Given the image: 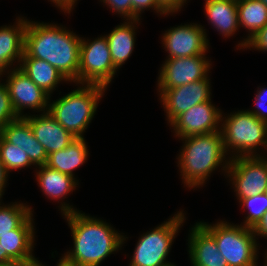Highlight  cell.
<instances>
[{
  "label": "cell",
  "mask_w": 267,
  "mask_h": 266,
  "mask_svg": "<svg viewBox=\"0 0 267 266\" xmlns=\"http://www.w3.org/2000/svg\"><path fill=\"white\" fill-rule=\"evenodd\" d=\"M60 201V209L68 222L74 244L63 255L68 262L77 266H99L107 256L121 249L127 237L106 221L81 213L69 203Z\"/></svg>",
  "instance_id": "1"
},
{
  "label": "cell",
  "mask_w": 267,
  "mask_h": 266,
  "mask_svg": "<svg viewBox=\"0 0 267 266\" xmlns=\"http://www.w3.org/2000/svg\"><path fill=\"white\" fill-rule=\"evenodd\" d=\"M81 39L65 26L28 20L22 58L45 60L70 83L78 84Z\"/></svg>",
  "instance_id": "2"
},
{
  "label": "cell",
  "mask_w": 267,
  "mask_h": 266,
  "mask_svg": "<svg viewBox=\"0 0 267 266\" xmlns=\"http://www.w3.org/2000/svg\"><path fill=\"white\" fill-rule=\"evenodd\" d=\"M179 139L184 141L177 159L185 186L190 189L203 186L211 173L221 165V170L227 174L230 158L226 157L220 131Z\"/></svg>",
  "instance_id": "3"
},
{
  "label": "cell",
  "mask_w": 267,
  "mask_h": 266,
  "mask_svg": "<svg viewBox=\"0 0 267 266\" xmlns=\"http://www.w3.org/2000/svg\"><path fill=\"white\" fill-rule=\"evenodd\" d=\"M81 87L49 102L48 113L75 138H83V133L92 121L98 103L105 90L98 84L82 83Z\"/></svg>",
  "instance_id": "4"
},
{
  "label": "cell",
  "mask_w": 267,
  "mask_h": 266,
  "mask_svg": "<svg viewBox=\"0 0 267 266\" xmlns=\"http://www.w3.org/2000/svg\"><path fill=\"white\" fill-rule=\"evenodd\" d=\"M221 124L220 132L225 152L227 155L229 152L232 153L230 159L261 156L256 152L259 151V146H263L267 152V122L260 120L251 112L238 110L225 118L222 114Z\"/></svg>",
  "instance_id": "5"
},
{
  "label": "cell",
  "mask_w": 267,
  "mask_h": 266,
  "mask_svg": "<svg viewBox=\"0 0 267 266\" xmlns=\"http://www.w3.org/2000/svg\"><path fill=\"white\" fill-rule=\"evenodd\" d=\"M216 241L219 252L228 266H258V242L253 228L227 221L208 224L198 222ZM258 251V252H257Z\"/></svg>",
  "instance_id": "6"
},
{
  "label": "cell",
  "mask_w": 267,
  "mask_h": 266,
  "mask_svg": "<svg viewBox=\"0 0 267 266\" xmlns=\"http://www.w3.org/2000/svg\"><path fill=\"white\" fill-rule=\"evenodd\" d=\"M183 210L138 239L129 266H172L166 261L175 236L185 222Z\"/></svg>",
  "instance_id": "7"
},
{
  "label": "cell",
  "mask_w": 267,
  "mask_h": 266,
  "mask_svg": "<svg viewBox=\"0 0 267 266\" xmlns=\"http://www.w3.org/2000/svg\"><path fill=\"white\" fill-rule=\"evenodd\" d=\"M117 69L114 67L106 36L95 40L81 39L78 84H98L108 87Z\"/></svg>",
  "instance_id": "8"
},
{
  "label": "cell",
  "mask_w": 267,
  "mask_h": 266,
  "mask_svg": "<svg viewBox=\"0 0 267 266\" xmlns=\"http://www.w3.org/2000/svg\"><path fill=\"white\" fill-rule=\"evenodd\" d=\"M239 202L246 197L267 192V157L243 156L230 159L227 168Z\"/></svg>",
  "instance_id": "9"
},
{
  "label": "cell",
  "mask_w": 267,
  "mask_h": 266,
  "mask_svg": "<svg viewBox=\"0 0 267 266\" xmlns=\"http://www.w3.org/2000/svg\"><path fill=\"white\" fill-rule=\"evenodd\" d=\"M5 81L11 103L18 117H24L23 110L33 109L36 112H48L50 95L38 87L19 67L5 72Z\"/></svg>",
  "instance_id": "10"
},
{
  "label": "cell",
  "mask_w": 267,
  "mask_h": 266,
  "mask_svg": "<svg viewBox=\"0 0 267 266\" xmlns=\"http://www.w3.org/2000/svg\"><path fill=\"white\" fill-rule=\"evenodd\" d=\"M206 54L166 59L158 77V88H175L208 77L211 62Z\"/></svg>",
  "instance_id": "11"
},
{
  "label": "cell",
  "mask_w": 267,
  "mask_h": 266,
  "mask_svg": "<svg viewBox=\"0 0 267 266\" xmlns=\"http://www.w3.org/2000/svg\"><path fill=\"white\" fill-rule=\"evenodd\" d=\"M209 76L175 88H158L169 125L191 107L211 100Z\"/></svg>",
  "instance_id": "12"
},
{
  "label": "cell",
  "mask_w": 267,
  "mask_h": 266,
  "mask_svg": "<svg viewBox=\"0 0 267 266\" xmlns=\"http://www.w3.org/2000/svg\"><path fill=\"white\" fill-rule=\"evenodd\" d=\"M205 30L198 23H190L165 31L161 41L169 54L167 59L206 54L209 40Z\"/></svg>",
  "instance_id": "13"
},
{
  "label": "cell",
  "mask_w": 267,
  "mask_h": 266,
  "mask_svg": "<svg viewBox=\"0 0 267 266\" xmlns=\"http://www.w3.org/2000/svg\"><path fill=\"white\" fill-rule=\"evenodd\" d=\"M221 111L211 100L202 102L180 114L170 126L178 138L214 133L220 131Z\"/></svg>",
  "instance_id": "14"
},
{
  "label": "cell",
  "mask_w": 267,
  "mask_h": 266,
  "mask_svg": "<svg viewBox=\"0 0 267 266\" xmlns=\"http://www.w3.org/2000/svg\"><path fill=\"white\" fill-rule=\"evenodd\" d=\"M33 213L12 233L0 234V247L2 248V265L14 262H36L33 256L34 225Z\"/></svg>",
  "instance_id": "15"
},
{
  "label": "cell",
  "mask_w": 267,
  "mask_h": 266,
  "mask_svg": "<svg viewBox=\"0 0 267 266\" xmlns=\"http://www.w3.org/2000/svg\"><path fill=\"white\" fill-rule=\"evenodd\" d=\"M24 115L35 138L43 145L47 155L66 148L75 139L48 112L36 116L35 114L27 115V113Z\"/></svg>",
  "instance_id": "16"
},
{
  "label": "cell",
  "mask_w": 267,
  "mask_h": 266,
  "mask_svg": "<svg viewBox=\"0 0 267 266\" xmlns=\"http://www.w3.org/2000/svg\"><path fill=\"white\" fill-rule=\"evenodd\" d=\"M0 135L9 143L20 147L24 153H27L31 163L35 166L46 165L48 155L45 152L29 124L24 117H19L5 125Z\"/></svg>",
  "instance_id": "17"
},
{
  "label": "cell",
  "mask_w": 267,
  "mask_h": 266,
  "mask_svg": "<svg viewBox=\"0 0 267 266\" xmlns=\"http://www.w3.org/2000/svg\"><path fill=\"white\" fill-rule=\"evenodd\" d=\"M189 236L188 252L192 266H228L215 239L199 223H195Z\"/></svg>",
  "instance_id": "18"
},
{
  "label": "cell",
  "mask_w": 267,
  "mask_h": 266,
  "mask_svg": "<svg viewBox=\"0 0 267 266\" xmlns=\"http://www.w3.org/2000/svg\"><path fill=\"white\" fill-rule=\"evenodd\" d=\"M27 25V19L18 17L15 25L0 27V77L4 72H8L9 68L13 67L15 63H19L17 66L19 67L21 58L24 55Z\"/></svg>",
  "instance_id": "19"
},
{
  "label": "cell",
  "mask_w": 267,
  "mask_h": 266,
  "mask_svg": "<svg viewBox=\"0 0 267 266\" xmlns=\"http://www.w3.org/2000/svg\"><path fill=\"white\" fill-rule=\"evenodd\" d=\"M204 5L208 22L223 37L235 35L240 27L237 0H206Z\"/></svg>",
  "instance_id": "20"
},
{
  "label": "cell",
  "mask_w": 267,
  "mask_h": 266,
  "mask_svg": "<svg viewBox=\"0 0 267 266\" xmlns=\"http://www.w3.org/2000/svg\"><path fill=\"white\" fill-rule=\"evenodd\" d=\"M140 19L126 20L106 36L114 67L118 70L131 56L135 46L136 25Z\"/></svg>",
  "instance_id": "21"
},
{
  "label": "cell",
  "mask_w": 267,
  "mask_h": 266,
  "mask_svg": "<svg viewBox=\"0 0 267 266\" xmlns=\"http://www.w3.org/2000/svg\"><path fill=\"white\" fill-rule=\"evenodd\" d=\"M85 138H75L66 148L48 155L46 166L75 178L73 171L88 158Z\"/></svg>",
  "instance_id": "22"
},
{
  "label": "cell",
  "mask_w": 267,
  "mask_h": 266,
  "mask_svg": "<svg viewBox=\"0 0 267 266\" xmlns=\"http://www.w3.org/2000/svg\"><path fill=\"white\" fill-rule=\"evenodd\" d=\"M36 179L44 195L51 200L65 199L78 185V180L70 175L51 169L46 165L38 167Z\"/></svg>",
  "instance_id": "23"
},
{
  "label": "cell",
  "mask_w": 267,
  "mask_h": 266,
  "mask_svg": "<svg viewBox=\"0 0 267 266\" xmlns=\"http://www.w3.org/2000/svg\"><path fill=\"white\" fill-rule=\"evenodd\" d=\"M19 68L49 95L61 81L68 82L55 67L42 59L21 58Z\"/></svg>",
  "instance_id": "24"
},
{
  "label": "cell",
  "mask_w": 267,
  "mask_h": 266,
  "mask_svg": "<svg viewBox=\"0 0 267 266\" xmlns=\"http://www.w3.org/2000/svg\"><path fill=\"white\" fill-rule=\"evenodd\" d=\"M239 26L249 32L247 38L239 42L238 48L245 49L248 40L267 25V6L259 0H237Z\"/></svg>",
  "instance_id": "25"
},
{
  "label": "cell",
  "mask_w": 267,
  "mask_h": 266,
  "mask_svg": "<svg viewBox=\"0 0 267 266\" xmlns=\"http://www.w3.org/2000/svg\"><path fill=\"white\" fill-rule=\"evenodd\" d=\"M32 212V207L25 203L2 205L0 201V234L12 233V230L18 228Z\"/></svg>",
  "instance_id": "26"
},
{
  "label": "cell",
  "mask_w": 267,
  "mask_h": 266,
  "mask_svg": "<svg viewBox=\"0 0 267 266\" xmlns=\"http://www.w3.org/2000/svg\"><path fill=\"white\" fill-rule=\"evenodd\" d=\"M0 160L8 173L13 170H21L33 165L24 151L9 142L0 135Z\"/></svg>",
  "instance_id": "27"
},
{
  "label": "cell",
  "mask_w": 267,
  "mask_h": 266,
  "mask_svg": "<svg viewBox=\"0 0 267 266\" xmlns=\"http://www.w3.org/2000/svg\"><path fill=\"white\" fill-rule=\"evenodd\" d=\"M239 203L242 204L244 209H248L243 226L254 228L267 211V193H258L255 196L243 198Z\"/></svg>",
  "instance_id": "28"
},
{
  "label": "cell",
  "mask_w": 267,
  "mask_h": 266,
  "mask_svg": "<svg viewBox=\"0 0 267 266\" xmlns=\"http://www.w3.org/2000/svg\"><path fill=\"white\" fill-rule=\"evenodd\" d=\"M19 118L13 109L5 83L0 82V131L9 122Z\"/></svg>",
  "instance_id": "29"
},
{
  "label": "cell",
  "mask_w": 267,
  "mask_h": 266,
  "mask_svg": "<svg viewBox=\"0 0 267 266\" xmlns=\"http://www.w3.org/2000/svg\"><path fill=\"white\" fill-rule=\"evenodd\" d=\"M133 9V20L140 19L141 14L146 9H153L160 15H169V13L160 5L158 0H131Z\"/></svg>",
  "instance_id": "30"
},
{
  "label": "cell",
  "mask_w": 267,
  "mask_h": 266,
  "mask_svg": "<svg viewBox=\"0 0 267 266\" xmlns=\"http://www.w3.org/2000/svg\"><path fill=\"white\" fill-rule=\"evenodd\" d=\"M106 6L111 8V11L121 15L126 20H133V9L131 0H100Z\"/></svg>",
  "instance_id": "31"
},
{
  "label": "cell",
  "mask_w": 267,
  "mask_h": 266,
  "mask_svg": "<svg viewBox=\"0 0 267 266\" xmlns=\"http://www.w3.org/2000/svg\"><path fill=\"white\" fill-rule=\"evenodd\" d=\"M254 100L256 105L255 109L254 110L249 109L247 111L251 112L260 120L267 122V89L260 88V90H257Z\"/></svg>",
  "instance_id": "32"
},
{
  "label": "cell",
  "mask_w": 267,
  "mask_h": 266,
  "mask_svg": "<svg viewBox=\"0 0 267 266\" xmlns=\"http://www.w3.org/2000/svg\"><path fill=\"white\" fill-rule=\"evenodd\" d=\"M247 48H252L258 51H267V25L248 40L246 49Z\"/></svg>",
  "instance_id": "33"
},
{
  "label": "cell",
  "mask_w": 267,
  "mask_h": 266,
  "mask_svg": "<svg viewBox=\"0 0 267 266\" xmlns=\"http://www.w3.org/2000/svg\"><path fill=\"white\" fill-rule=\"evenodd\" d=\"M160 5L169 13H177L187 0H158Z\"/></svg>",
  "instance_id": "34"
},
{
  "label": "cell",
  "mask_w": 267,
  "mask_h": 266,
  "mask_svg": "<svg viewBox=\"0 0 267 266\" xmlns=\"http://www.w3.org/2000/svg\"><path fill=\"white\" fill-rule=\"evenodd\" d=\"M255 236L267 238V211L263 214L262 219L253 228Z\"/></svg>",
  "instance_id": "35"
},
{
  "label": "cell",
  "mask_w": 267,
  "mask_h": 266,
  "mask_svg": "<svg viewBox=\"0 0 267 266\" xmlns=\"http://www.w3.org/2000/svg\"><path fill=\"white\" fill-rule=\"evenodd\" d=\"M77 1L78 0H50V2L56 5L55 7H58L59 9L63 10L64 13L67 14H70Z\"/></svg>",
  "instance_id": "36"
},
{
  "label": "cell",
  "mask_w": 267,
  "mask_h": 266,
  "mask_svg": "<svg viewBox=\"0 0 267 266\" xmlns=\"http://www.w3.org/2000/svg\"><path fill=\"white\" fill-rule=\"evenodd\" d=\"M8 172L5 169V166L3 165V162L0 160V200H2V195L4 194V188L6 187V184L8 183Z\"/></svg>",
  "instance_id": "37"
},
{
  "label": "cell",
  "mask_w": 267,
  "mask_h": 266,
  "mask_svg": "<svg viewBox=\"0 0 267 266\" xmlns=\"http://www.w3.org/2000/svg\"><path fill=\"white\" fill-rule=\"evenodd\" d=\"M40 261H36V266H44ZM57 266H77L71 262H68L63 256L61 259H59Z\"/></svg>",
  "instance_id": "38"
},
{
  "label": "cell",
  "mask_w": 267,
  "mask_h": 266,
  "mask_svg": "<svg viewBox=\"0 0 267 266\" xmlns=\"http://www.w3.org/2000/svg\"><path fill=\"white\" fill-rule=\"evenodd\" d=\"M0 266H36V262H27V263L14 262L11 264L0 265Z\"/></svg>",
  "instance_id": "39"
},
{
  "label": "cell",
  "mask_w": 267,
  "mask_h": 266,
  "mask_svg": "<svg viewBox=\"0 0 267 266\" xmlns=\"http://www.w3.org/2000/svg\"><path fill=\"white\" fill-rule=\"evenodd\" d=\"M0 265H2V248L0 247Z\"/></svg>",
  "instance_id": "40"
},
{
  "label": "cell",
  "mask_w": 267,
  "mask_h": 266,
  "mask_svg": "<svg viewBox=\"0 0 267 266\" xmlns=\"http://www.w3.org/2000/svg\"><path fill=\"white\" fill-rule=\"evenodd\" d=\"M265 263H264V266H267V252H266V254H265Z\"/></svg>",
  "instance_id": "41"
},
{
  "label": "cell",
  "mask_w": 267,
  "mask_h": 266,
  "mask_svg": "<svg viewBox=\"0 0 267 266\" xmlns=\"http://www.w3.org/2000/svg\"><path fill=\"white\" fill-rule=\"evenodd\" d=\"M259 1H261L264 5L267 6V0H259Z\"/></svg>",
  "instance_id": "42"
}]
</instances>
